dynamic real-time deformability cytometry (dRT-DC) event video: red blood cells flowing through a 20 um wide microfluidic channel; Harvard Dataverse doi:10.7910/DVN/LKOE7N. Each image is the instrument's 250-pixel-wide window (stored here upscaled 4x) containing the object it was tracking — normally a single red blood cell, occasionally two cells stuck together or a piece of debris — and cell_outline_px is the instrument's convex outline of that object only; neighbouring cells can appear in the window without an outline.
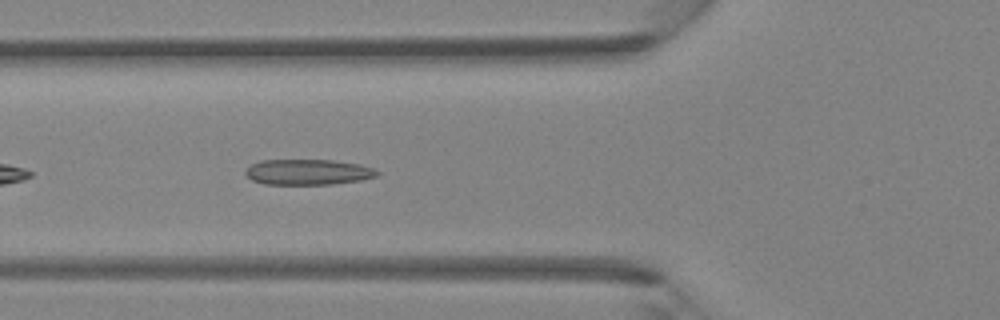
{"species": "Egyptian fruit bat (a non-hibernating species)", "species_latin": "Rousettus aegyptiacus", "temperature_condition": "room temperature", "stored_images_in_passage": 32, "camera_frame_rate_fps": 3000, "um_per_image_px": 0.085, "animal": {"sex": "female"}, "frame": {"image": 1, "passage_image": 5, "time_ms": 1.333, "image_size_px": [1000, 320], "cell_outline_px": [[380, 172], [376, 176], [360, 180], [332, 184], [264, 184], [252, 180], [244, 172], [252, 164], [260, 160], [332, 160], [360, 164], [372, 168]], "centroid_in_image_um": [26.17, 14.62], "position_along_channel_um": 99.6, "area_um2": 19.48}}
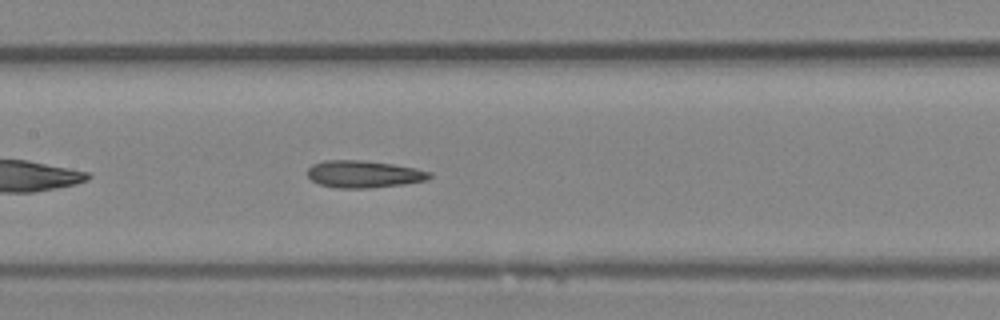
{"frame": {"image": 2, "passage_image": 10, "time_ms": 3.0, "image_size_px": [1000, 320], "cell_outline_px": [[432, 176], [428, 180], [404, 184], [372, 188], [340, 188], [320, 184], [312, 180], [308, 176], [308, 168], [312, 164], [324, 160], [364, 160], [392, 164], [416, 168], [432, 172]], "centroid_in_image_um": [30.95, 14.79], "position_along_channel_um": 176.4, "area_um2": 19.42}}
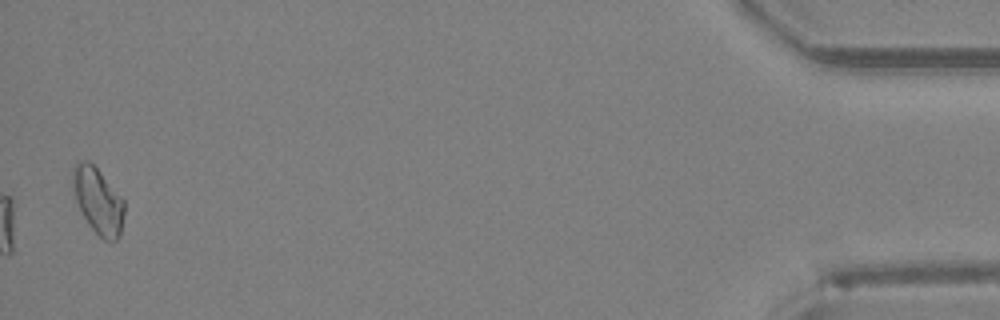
{"frame": {"image": 3, "passage_image": 32, "time_ms": 10.333, "image_size_px": [1000, 320], "cell_outline_px": [[124, 216], [120, 236], [116, 240], [104, 240], [88, 224], [72, 192], [72, 168], [76, 160], [88, 160], [100, 172], [124, 200]], "centroid_in_image_um": [8.31, 17.03], "position_along_channel_um": 426.9, "area_um2": 19.83}}